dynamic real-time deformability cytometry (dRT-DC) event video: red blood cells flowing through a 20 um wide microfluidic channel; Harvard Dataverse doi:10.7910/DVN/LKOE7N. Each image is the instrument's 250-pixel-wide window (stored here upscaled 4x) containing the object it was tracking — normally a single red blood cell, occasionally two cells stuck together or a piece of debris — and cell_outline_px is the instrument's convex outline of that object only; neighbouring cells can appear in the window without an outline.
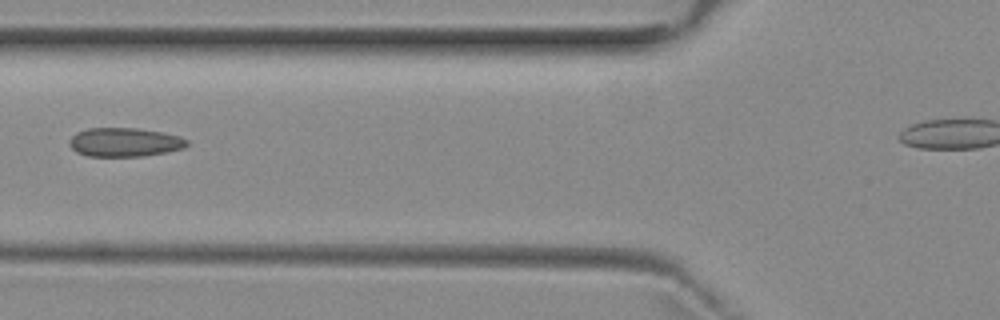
{"species": "common noctule bat (a hibernating species)", "species_latin": "Nyctalus noctula", "temperature_condition": "room temperature", "stored_images_in_passage": 4, "camera_frame_rate_fps": 3000, "um_per_image_px": 0.085, "animal": {"sex": "female", "body_mass_g": 29.2, "forearm_length_mm": 56.3}, "frame": {"image": 1, "passage_image": 4, "time_ms": 3.667, "image_size_px": [1000, 320], "cell_outline_px": [[188, 144], [184, 148], [168, 152], [144, 156], [88, 156], [76, 152], [68, 144], [68, 140], [76, 132], [88, 128], [136, 128], [160, 132], [180, 136], [188, 140]], "centroid_in_image_um": [10.58, 12.09], "position_along_channel_um": 115.2, "area_um2": 19.88}}